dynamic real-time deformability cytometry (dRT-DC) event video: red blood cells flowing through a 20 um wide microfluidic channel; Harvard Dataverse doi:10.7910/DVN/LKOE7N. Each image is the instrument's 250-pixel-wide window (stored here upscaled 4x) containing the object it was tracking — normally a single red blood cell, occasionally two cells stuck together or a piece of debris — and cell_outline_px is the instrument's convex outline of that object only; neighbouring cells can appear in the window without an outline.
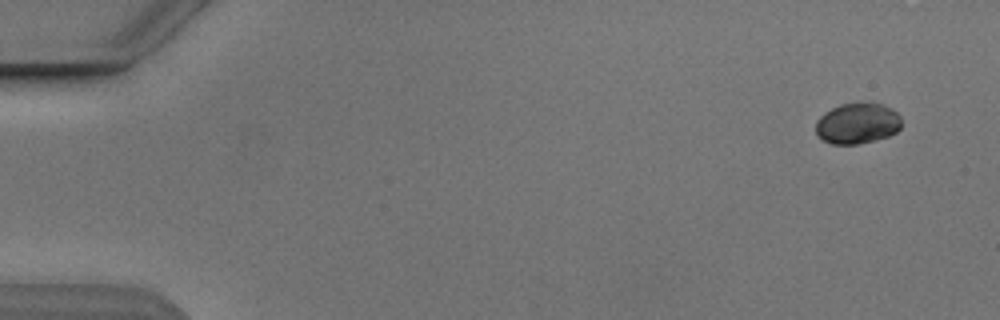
{"species": "Egyptian fruit bat (a non-hibernating species)", "species_latin": "Rousettus aegyptiacus", "temperature_condition": "cold", "stored_images_in_passage": 5, "segment_of_instrument_passage": [1, 2], "camera_frame_rate_fps": 3000, "um_per_image_px": 0.085, "animal": {"sex": "male"}, "frame": {"image": 1, "passage_image": 1, "time_ms": 0.0, "image_size_px": [1000, 320], "cell_outline_px": [[900, 128], [896, 132], [888, 136], [856, 144], [832, 144], [816, 136], [816, 120], [824, 112], [840, 104], [880, 104], [892, 108], [900, 116]], "centroid_in_image_um": [72.85, 10.5], "position_along_channel_um": 12.2, "area_um2": 20.11}}
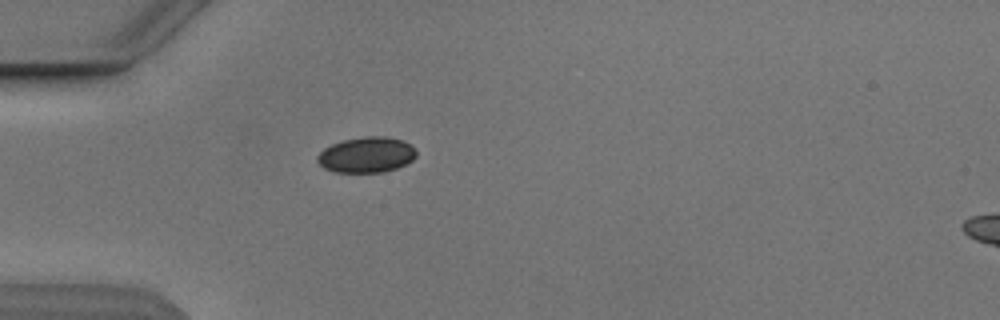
{"frame": {"image": 2, "passage_image": 4, "time_ms": 4.333, "image_size_px": [1000, 320], "cell_outline_px": [[416, 156], [412, 160], [396, 168], [384, 172], [336, 172], [324, 168], [316, 160], [316, 156], [324, 148], [332, 144], [344, 140], [364, 136], [384, 136], [404, 140], [416, 148]], "centroid_in_image_um": [31.16, 13.15], "position_along_channel_um": 53.8, "area_um2": 20.58}}